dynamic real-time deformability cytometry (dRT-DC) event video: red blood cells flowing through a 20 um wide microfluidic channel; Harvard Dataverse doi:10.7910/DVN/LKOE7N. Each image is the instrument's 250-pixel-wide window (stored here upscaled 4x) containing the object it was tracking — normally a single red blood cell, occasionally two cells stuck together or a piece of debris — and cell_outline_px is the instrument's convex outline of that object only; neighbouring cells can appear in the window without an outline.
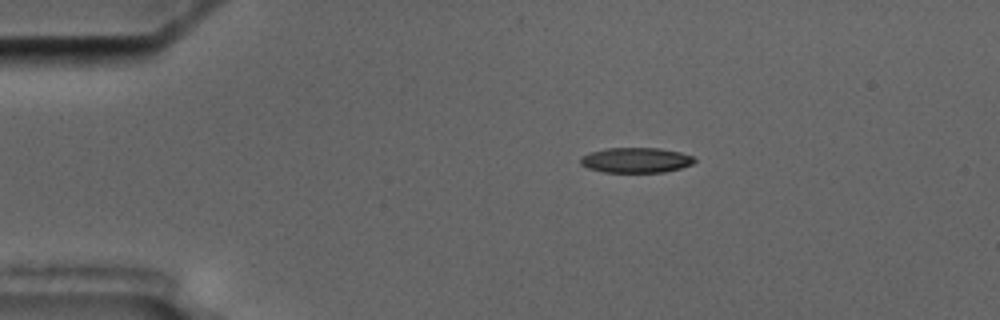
{"species": "common noctule bat (a hibernating species)", "species_latin": "Nyctalus noctula", "temperature_condition": "cold", "stored_images_in_passage": 2, "camera_frame_rate_fps": 3000, "um_per_image_px": 0.085, "animal": {"sex": "male", "body_mass_g": 17.5, "forearm_length_mm": 52.3}, "frame": {"image": 1, "passage_image": 1, "time_ms": 0.0, "image_size_px": [1000, 320], "cell_outline_px": [[696, 160], [692, 164], [680, 168], [664, 172], [604, 172], [588, 168], [580, 164], [580, 156], [592, 152], [608, 148], [660, 148], [680, 152], [692, 156]], "centroid_in_image_um": [54.05, 13.61], "position_along_channel_um": 31.0, "area_um2": 16.65}}